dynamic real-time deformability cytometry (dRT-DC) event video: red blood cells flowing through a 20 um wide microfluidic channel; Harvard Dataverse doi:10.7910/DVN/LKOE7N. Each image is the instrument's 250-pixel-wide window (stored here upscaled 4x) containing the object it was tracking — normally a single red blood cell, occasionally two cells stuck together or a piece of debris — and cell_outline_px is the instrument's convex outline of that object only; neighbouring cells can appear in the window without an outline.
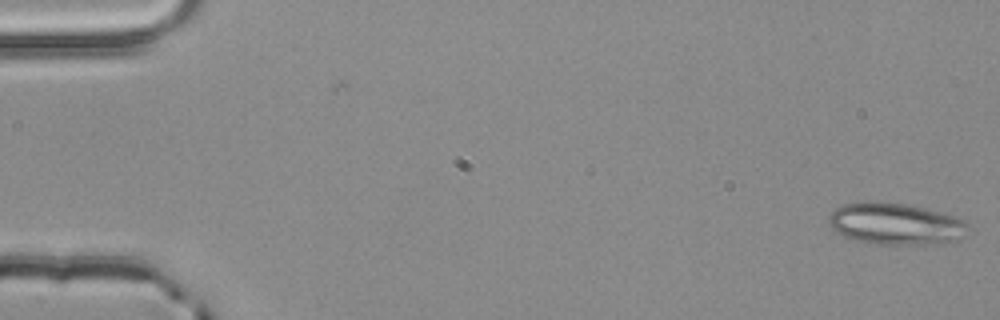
{"species": "common noctule bat (a hibernating species)", "species_latin": "Nyctalus noctula", "temperature_condition": "room temperature", "stored_images_in_passage": 4, "camera_frame_rate_fps": 3000, "um_per_image_px": 0.085, "animal": {"sex": "male", "body_mass_g": 20.4}, "frame": {"image": 1, "passage_image": 4, "time_ms": 1.0, "image_size_px": [1000, 320], "cell_outline_px": [[968, 224], [960, 236], [952, 240], [920, 244], [880, 244], [856, 240], [844, 236], [832, 228], [828, 220], [832, 212], [836, 208], [844, 204], [908, 204], [952, 216]], "centroid_in_image_um": [76.05, 19.05], "position_along_channel_um": 8.9, "area_um2": 31.96}}